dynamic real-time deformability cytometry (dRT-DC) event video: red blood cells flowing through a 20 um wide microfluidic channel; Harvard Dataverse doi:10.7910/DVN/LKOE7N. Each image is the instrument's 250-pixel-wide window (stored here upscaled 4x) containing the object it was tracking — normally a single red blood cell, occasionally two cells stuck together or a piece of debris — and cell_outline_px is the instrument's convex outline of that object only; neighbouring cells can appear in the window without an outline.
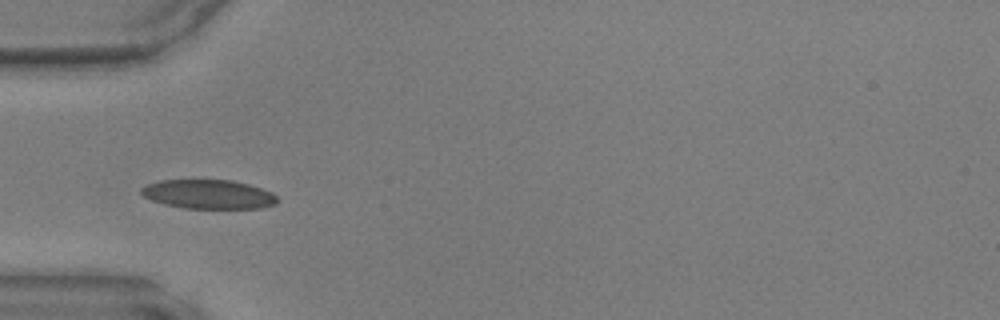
{"species": "common noctule bat (a hibernating species)", "species_latin": "Nyctalus noctula", "temperature_condition": "warm", "stored_images_in_passage": 7, "camera_frame_rate_fps": 3000, "um_per_image_px": 0.085, "animal": {"sex": "male", "body_mass_g": 17.9, "forearm_length_mm": 54.2}, "frame": {"image": 1, "passage_image": 1, "time_ms": 0.0, "image_size_px": [1000, 320], "cell_outline_px": [[280, 200], [276, 204], [260, 208], [184, 208], [164, 204], [152, 200], [144, 196], [140, 192], [140, 188], [148, 184], [160, 180], [232, 180], [248, 184], [272, 192]], "centroid_in_image_um": [17.73, 16.51], "position_along_channel_um": 67.3, "area_um2": 23.06}}